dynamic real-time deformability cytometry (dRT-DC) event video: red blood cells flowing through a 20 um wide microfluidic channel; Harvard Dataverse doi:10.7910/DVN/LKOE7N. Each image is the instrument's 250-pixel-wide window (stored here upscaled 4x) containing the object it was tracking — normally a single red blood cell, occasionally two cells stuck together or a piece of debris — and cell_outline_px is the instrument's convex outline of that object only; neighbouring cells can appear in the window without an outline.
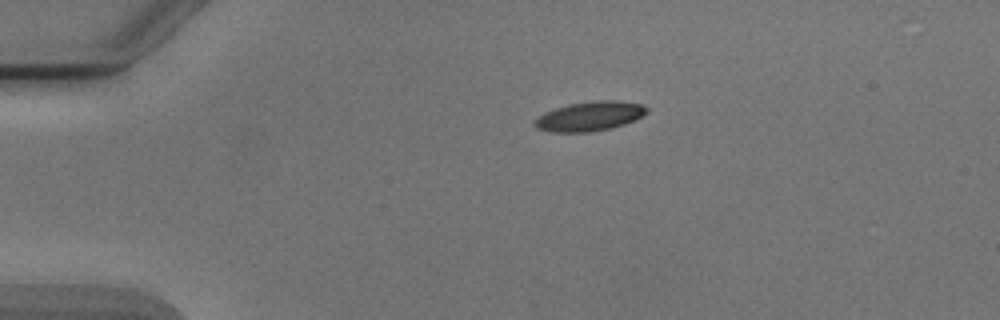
{"species": "Egyptian fruit bat (a non-hibernating species)", "species_latin": "Rousettus aegyptiacus", "temperature_condition": "cold", "stored_images_in_passage": 2, "camera_frame_rate_fps": 3000, "um_per_image_px": 0.085, "animal": {"sex": "male"}, "frame": {"image": 1, "passage_image": 1, "time_ms": 0.0, "image_size_px": [1000, 320], "cell_outline_px": [[648, 112], [624, 124], [608, 128], [588, 132], [552, 132], [536, 128], [532, 124], [544, 112], [568, 104], [596, 100], [616, 100], [644, 104], [648, 108]], "centroid_in_image_um": [50.12, 9.86], "position_along_channel_um": 34.9, "area_um2": 19.07}}